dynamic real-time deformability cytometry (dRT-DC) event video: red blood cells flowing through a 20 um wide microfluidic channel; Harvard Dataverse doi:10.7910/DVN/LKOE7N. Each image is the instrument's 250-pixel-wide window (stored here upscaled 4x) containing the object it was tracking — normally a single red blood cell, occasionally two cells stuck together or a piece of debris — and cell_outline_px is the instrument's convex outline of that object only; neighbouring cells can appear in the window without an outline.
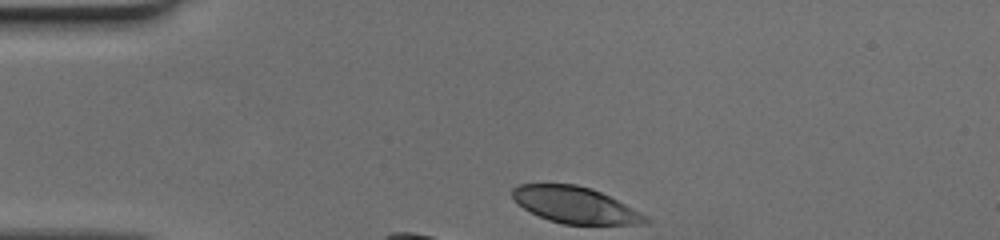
{"species": "human", "species_latin": "Homo sapiens", "temperature_condition": "cold", "stored_images_in_passage": 28, "camera_frame_rate_fps": 3000, "um_per_image_px": 0.085, "donor": {"sex": "female"}, "frame": {"image": 1, "passage_image": 1, "time_ms": 0.0, "image_size_px": [1000, 240], "cell_outline_px": [[652, 220], [648, 224], [564, 224], [548, 220], [524, 208], [512, 196], [512, 188], [520, 184], [576, 184], [592, 188], [648, 216]], "centroid_in_image_um": [48.92, 17.43], "position_along_channel_um": 36.1, "area_um2": 27.92}}